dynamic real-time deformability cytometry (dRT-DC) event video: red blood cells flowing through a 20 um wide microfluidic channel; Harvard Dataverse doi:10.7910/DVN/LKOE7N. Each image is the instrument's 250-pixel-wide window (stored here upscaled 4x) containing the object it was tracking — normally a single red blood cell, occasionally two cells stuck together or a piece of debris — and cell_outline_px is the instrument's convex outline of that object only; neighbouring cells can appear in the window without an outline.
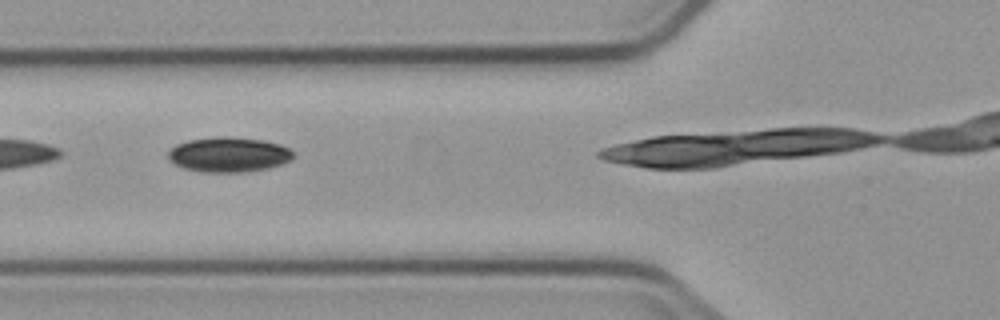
{"species": "common noctule bat (a hibernating species)", "species_latin": "Nyctalus noctula", "temperature_condition": "cold", "stored_images_in_passage": 5, "camera_frame_rate_fps": 3000, "um_per_image_px": 0.085, "animal": {"sex": "male", "body_mass_g": 23.1, "forearm_length_mm": 52.7}, "frame": {"image": 1, "passage_image": 2, "time_ms": 1.0, "image_size_px": [1000, 320], "cell_outline_px": [[296, 156], [280, 164], [268, 168], [240, 172], [200, 172], [184, 168], [176, 164], [168, 156], [168, 152], [176, 144], [188, 140], [224, 136], [228, 136], [260, 140], [280, 144], [288, 148]], "centroid_in_image_um": [19.43, 13.14], "position_along_channel_um": 106.4, "area_um2": 25.14}}